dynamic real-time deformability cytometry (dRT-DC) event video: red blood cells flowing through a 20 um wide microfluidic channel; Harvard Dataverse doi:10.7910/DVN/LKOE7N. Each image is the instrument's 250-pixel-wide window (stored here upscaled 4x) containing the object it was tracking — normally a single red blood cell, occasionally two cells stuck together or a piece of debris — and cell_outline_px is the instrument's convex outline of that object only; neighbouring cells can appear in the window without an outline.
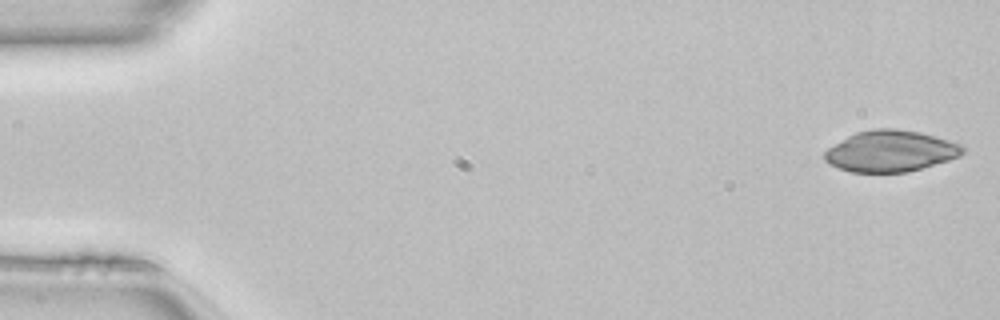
{"species": "common noctule bat (a hibernating species)", "species_latin": "Nyctalus noctula", "temperature_condition": "room temperature", "stored_images_in_passage": 46, "camera_frame_rate_fps": 3000, "um_per_image_px": 0.085, "animal": {"sex": "female", "body_mass_g": 22.7, "forearm_length_mm": 54.2}, "frame": {"image": 1, "passage_image": 1, "time_ms": 0.0, "image_size_px": [1000, 320], "cell_outline_px": [[964, 152], [960, 156], [948, 160], [908, 172], [852, 172], [840, 168], [824, 160], [824, 152], [828, 148], [848, 136], [856, 132], [872, 128], [892, 128], [920, 132], [936, 136], [960, 144], [964, 148]], "centroid_in_image_um": [75.7, 12.83], "position_along_channel_um": 9.3, "area_um2": 33.0}}